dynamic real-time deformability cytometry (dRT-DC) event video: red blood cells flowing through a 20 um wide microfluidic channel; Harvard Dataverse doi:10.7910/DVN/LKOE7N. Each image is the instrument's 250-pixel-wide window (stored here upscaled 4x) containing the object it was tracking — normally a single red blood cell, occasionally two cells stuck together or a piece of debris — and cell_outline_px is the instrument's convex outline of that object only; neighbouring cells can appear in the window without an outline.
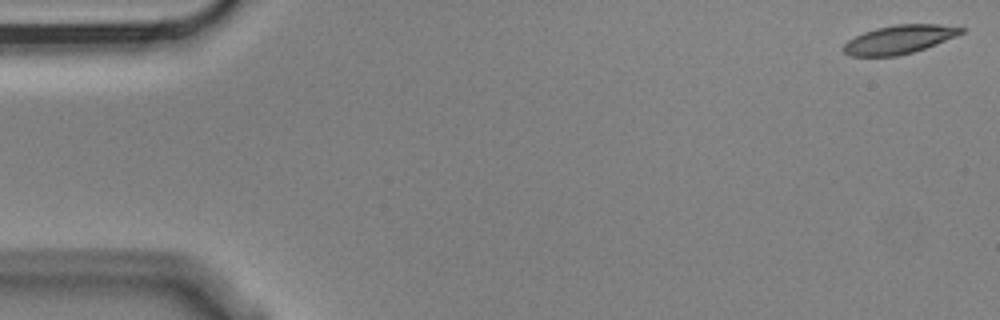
{"species": "Egyptian fruit bat (a non-hibernating species)", "species_latin": "Rousettus aegyptiacus", "temperature_condition": "cold", "stored_images_in_passage": 4, "camera_frame_rate_fps": 3000, "um_per_image_px": 0.085, "animal": {"sex": "male"}, "frame": {"image": 1, "passage_image": 1, "time_ms": 0.0, "image_size_px": [1000, 320], "cell_outline_px": [[964, 32], [956, 36], [936, 44], [912, 52], [896, 56], [848, 56], [840, 48], [848, 40], [864, 32], [876, 28], [896, 24], [936, 24], [964, 28]], "centroid_in_image_um": [76.39, 3.36], "position_along_channel_um": 8.6, "area_um2": 19.48}}